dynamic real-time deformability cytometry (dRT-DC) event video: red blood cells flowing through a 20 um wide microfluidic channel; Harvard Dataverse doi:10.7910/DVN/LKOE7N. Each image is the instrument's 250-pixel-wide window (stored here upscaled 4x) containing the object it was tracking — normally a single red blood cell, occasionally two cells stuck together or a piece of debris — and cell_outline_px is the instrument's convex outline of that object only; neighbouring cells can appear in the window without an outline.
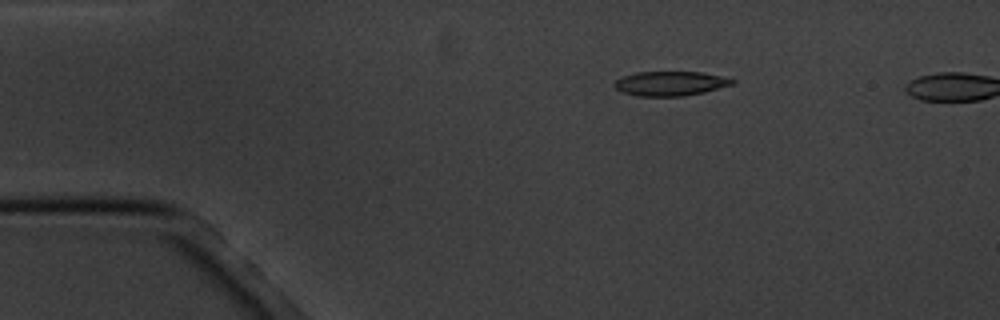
{"species": "common noctule bat (a hibernating species)", "species_latin": "Nyctalus noctula", "temperature_condition": "cold", "stored_images_in_passage": 4, "camera_frame_rate_fps": 3000, "um_per_image_px": 0.085, "animal": {"sex": "male", "body_mass_g": 20.1, "forearm_length_mm": 53.5}, "frame": {"image": 1, "passage_image": 3, "time_ms": 2.333, "image_size_px": [1000, 320], "cell_outline_px": [[736, 80], [732, 84], [704, 92], [684, 96], [636, 96], [620, 92], [612, 84], [616, 80], [624, 76], [636, 72], [704, 72]], "centroid_in_image_um": [56.93, 7.1], "position_along_channel_um": 28.1, "area_um2": 16.76}}